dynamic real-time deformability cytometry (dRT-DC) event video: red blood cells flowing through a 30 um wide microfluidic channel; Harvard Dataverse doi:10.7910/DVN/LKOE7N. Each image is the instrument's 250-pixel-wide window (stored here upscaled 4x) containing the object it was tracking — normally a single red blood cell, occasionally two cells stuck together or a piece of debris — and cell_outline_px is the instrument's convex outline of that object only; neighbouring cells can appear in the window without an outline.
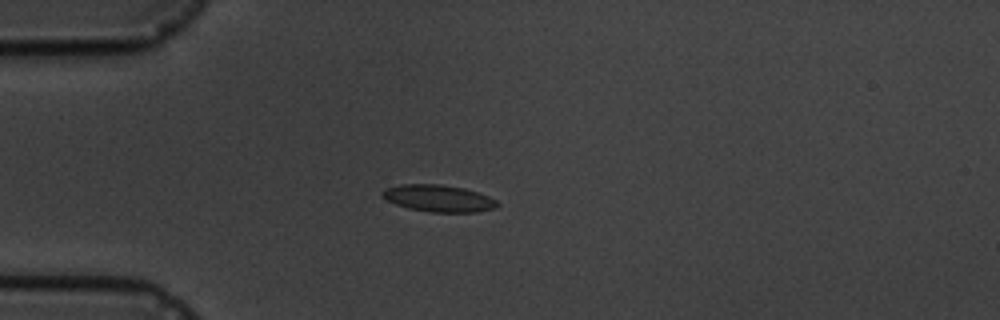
{"species": "common noctule bat (a hibernating species)", "species_latin": "Nyctalus noctula", "temperature_condition": "cold", "stored_images_in_passage": 7, "camera_frame_rate_fps": 3000, "um_per_image_px": 0.085, "animal": {"sex": "male", "body_mass_g": 19.5, "forearm_length_mm": 54.6}, "frame": {"image": 1, "passage_image": 2, "time_ms": 1.333, "image_size_px": [1000, 320], "cell_outline_px": [[500, 204], [496, 208], [476, 212], [432, 212], [408, 208], [396, 204], [388, 200], [380, 192], [388, 188], [400, 184], [440, 184], [464, 188], [488, 196], [496, 200]], "centroid_in_image_um": [37.31, 16.86], "position_along_channel_um": 47.7, "area_um2": 17.86}}
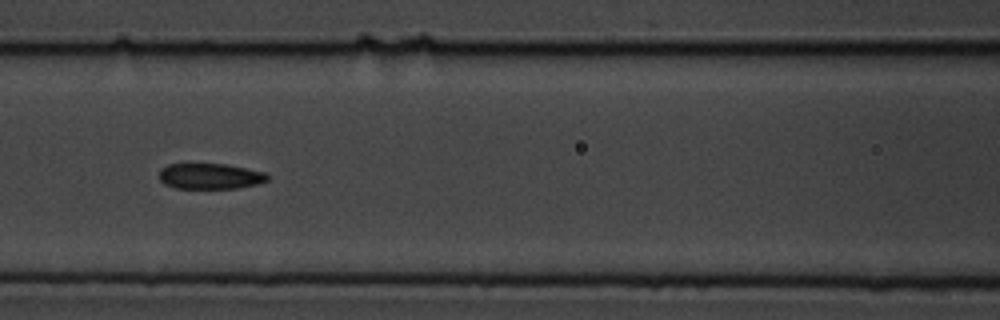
{"frame": {"image": 2, "passage_image": 5, "time_ms": 4.667, "image_size_px": [1000, 320], "cell_outline_px": [[268, 180], [256, 184], [236, 188], [176, 188], [164, 184], [160, 180], [160, 168], [168, 164], [224, 164], [264, 172], [268, 176]], "centroid_in_image_um": [17.82, 14.98], "position_along_channel_um": 148.8, "area_um2": 16.01}}
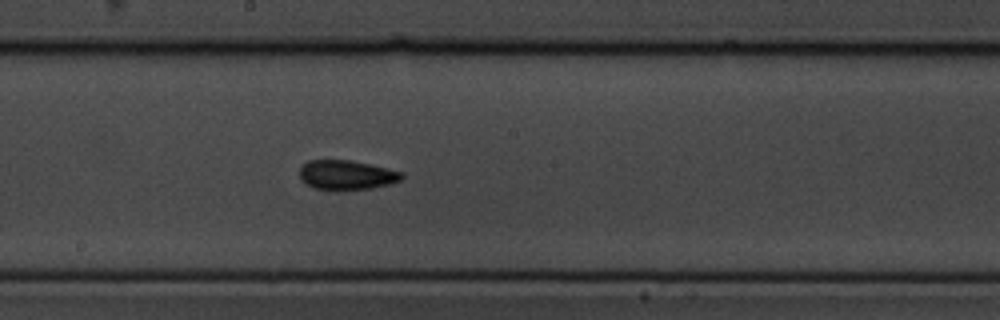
{"frame": {"image": 3, "passage_image": 7, "time_ms": 6.667, "image_size_px": [1000, 320], "cell_outline_px": [[404, 176], [400, 180], [388, 184], [372, 188], [340, 192], [312, 188], [300, 180], [300, 168], [308, 160], [348, 160], [372, 164], [404, 172]], "centroid_in_image_um": [29.45, 14.9], "position_along_channel_um": 218.8, "area_um2": 18.09}}